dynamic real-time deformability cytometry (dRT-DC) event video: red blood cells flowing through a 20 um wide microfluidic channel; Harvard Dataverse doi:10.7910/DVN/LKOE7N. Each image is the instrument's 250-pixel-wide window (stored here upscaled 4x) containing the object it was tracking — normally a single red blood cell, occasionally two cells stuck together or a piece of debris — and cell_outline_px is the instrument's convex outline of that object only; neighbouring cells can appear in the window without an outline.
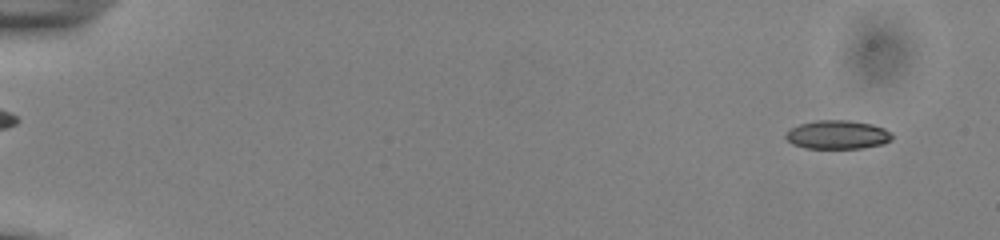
{"species": "common noctule bat (a hibernating species)", "species_latin": "Nyctalus noctula", "temperature_condition": "cold", "stored_images_in_passage": 15, "camera_frame_rate_fps": 3000, "um_per_image_px": 0.085, "animal": {"sex": "male", "body_mass_g": 13.0, "forearm_length_mm": 53.1}, "frame": {"image": 1, "passage_image": 1, "time_ms": 0.0, "image_size_px": [1000, 240], "cell_outline_px": [[892, 140], [884, 144], [860, 148], [804, 148], [792, 144], [784, 136], [792, 128], [800, 124], [816, 120], [848, 120], [872, 124], [884, 128], [892, 132]], "centroid_in_image_um": [71.22, 11.45], "position_along_channel_um": 13.8, "area_um2": 17.8}}
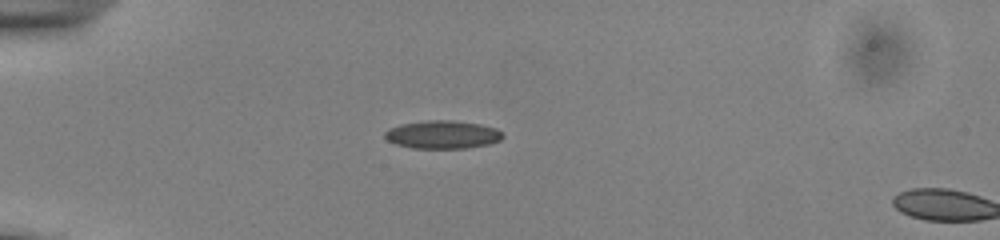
{"frame": {"image": 2, "passage_image": 13, "time_ms": 4.0, "image_size_px": [1000, 240], "cell_outline_px": [[504, 136], [500, 140], [488, 144], [464, 148], [412, 148], [396, 144], [388, 140], [384, 136], [384, 132], [388, 128], [400, 124], [428, 120], [452, 120], [480, 124], [496, 128]], "centroid_in_image_um": [37.59, 11.43], "position_along_channel_um": 47.4, "area_um2": 19.25}}